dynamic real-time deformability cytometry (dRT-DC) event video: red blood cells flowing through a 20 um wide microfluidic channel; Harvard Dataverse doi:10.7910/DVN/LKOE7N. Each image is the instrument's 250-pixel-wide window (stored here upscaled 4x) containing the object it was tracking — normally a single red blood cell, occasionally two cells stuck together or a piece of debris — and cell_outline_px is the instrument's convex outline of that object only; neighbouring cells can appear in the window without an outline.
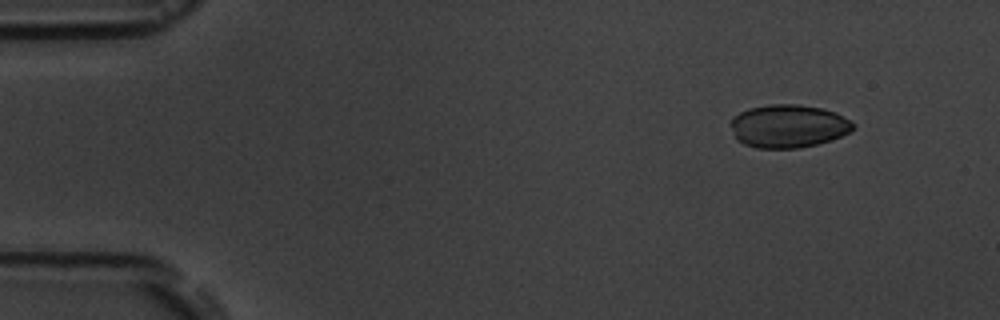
{"species": "common noctule bat (a hibernating species)", "species_latin": "Nyctalus noctula", "temperature_condition": "room temperature", "stored_images_in_passage": 4, "camera_frame_rate_fps": 3000, "um_per_image_px": 0.085, "animal": {"sex": "male", "body_mass_g": 19.5, "forearm_length_mm": 54.6}, "frame": {"image": 1, "passage_image": 1, "time_ms": 0.0, "image_size_px": [1000, 320], "cell_outline_px": [[856, 128], [832, 140], [800, 148], [756, 148], [744, 144], [736, 140], [732, 128], [732, 116], [748, 108], [768, 104], [796, 104], [820, 108], [836, 112], [856, 124]], "centroid_in_image_um": [67.01, 10.72], "position_along_channel_um": 18.0, "area_um2": 30.87}}